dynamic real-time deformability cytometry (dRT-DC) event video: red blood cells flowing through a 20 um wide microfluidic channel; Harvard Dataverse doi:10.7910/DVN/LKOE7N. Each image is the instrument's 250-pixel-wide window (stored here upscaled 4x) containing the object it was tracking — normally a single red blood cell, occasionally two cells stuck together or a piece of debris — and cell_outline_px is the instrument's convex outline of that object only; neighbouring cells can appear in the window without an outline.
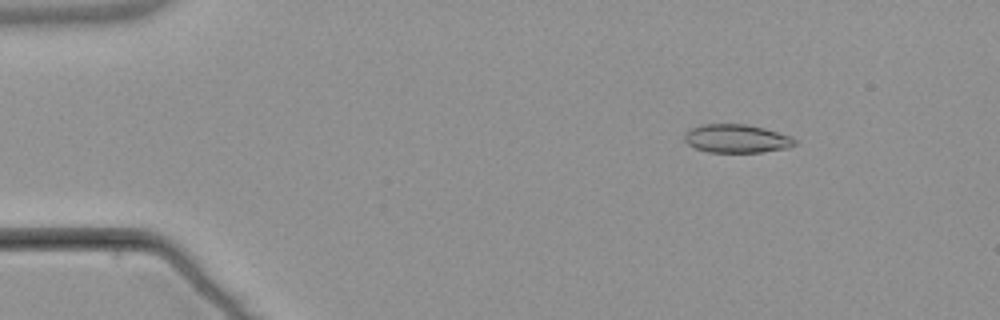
{"species": "common noctule bat (a hibernating species)", "species_latin": "Nyctalus noctula", "temperature_condition": "warm", "stored_images_in_passage": 4, "camera_frame_rate_fps": 3000, "um_per_image_px": 0.085, "animal": {"sex": "male", "body_mass_g": 21.5, "forearm_length_mm": 52.0}, "frame": {"image": 1, "passage_image": 2, "time_ms": 1.333, "image_size_px": [1000, 320], "cell_outline_px": [[796, 144], [788, 148], [760, 152], [708, 152], [696, 148], [688, 144], [684, 140], [684, 136], [692, 128], [704, 124], [748, 124], [764, 128], [792, 136], [796, 140]], "centroid_in_image_um": [62.65, 11.78], "position_along_channel_um": 22.4, "area_um2": 18.21}}